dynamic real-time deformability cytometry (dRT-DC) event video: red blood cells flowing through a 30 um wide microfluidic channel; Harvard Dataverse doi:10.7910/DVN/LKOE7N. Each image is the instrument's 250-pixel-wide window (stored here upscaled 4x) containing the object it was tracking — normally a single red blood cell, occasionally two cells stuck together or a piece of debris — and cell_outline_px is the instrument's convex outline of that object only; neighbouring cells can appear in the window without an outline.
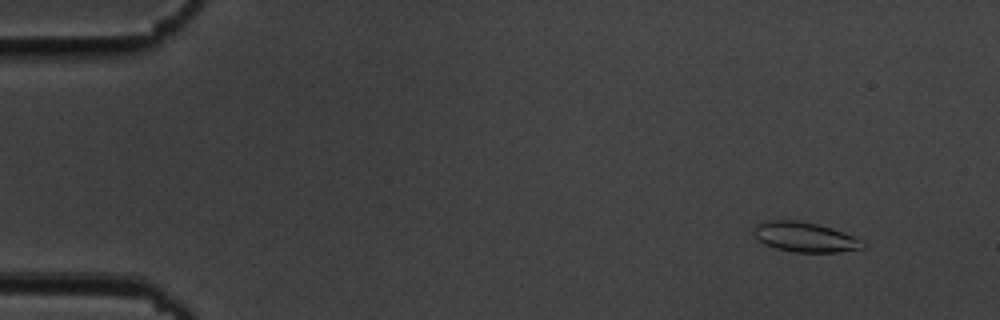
{"species": "common noctule bat (a hibernating species)", "species_latin": "Nyctalus noctula", "temperature_condition": "cold", "stored_images_in_passage": 54, "camera_frame_rate_fps": 3000, "um_per_image_px": 0.085, "animal": {"sex": "male", "body_mass_g": 19.5, "forearm_length_mm": 54.6}, "frame": {"image": 1, "passage_image": 4, "time_ms": 1.0, "image_size_px": [1000, 320], "cell_outline_px": [[868, 248], [840, 252], [796, 252], [776, 248], [764, 244], [752, 232], [752, 228], [756, 224], [764, 220], [796, 220], [816, 224], [832, 228], [852, 236], [868, 244]], "centroid_in_image_um": [68.43, 20.15], "position_along_channel_um": 16.6, "area_um2": 19.07}}
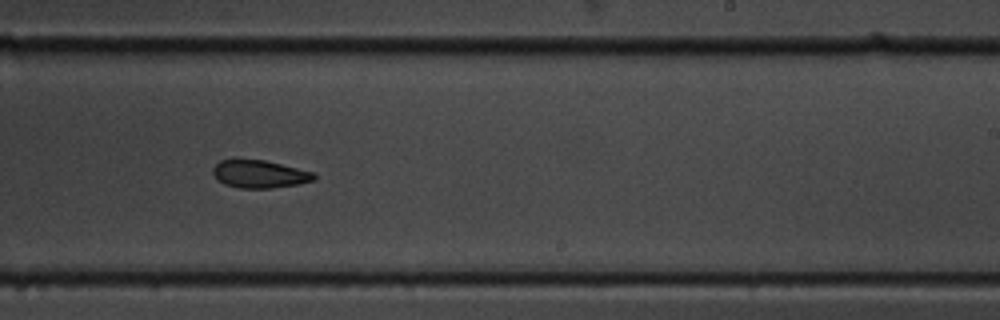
{"frame": {"image": 2, "passage_image": 33, "time_ms": 10.667, "image_size_px": [1000, 320], "cell_outline_px": [[316, 180], [296, 184], [272, 188], [240, 188], [224, 184], [212, 172], [212, 168], [220, 160], [264, 160], [316, 172]], "centroid_in_image_um": [22.11, 14.8], "position_along_channel_um": 266.9, "area_um2": 16.24}}
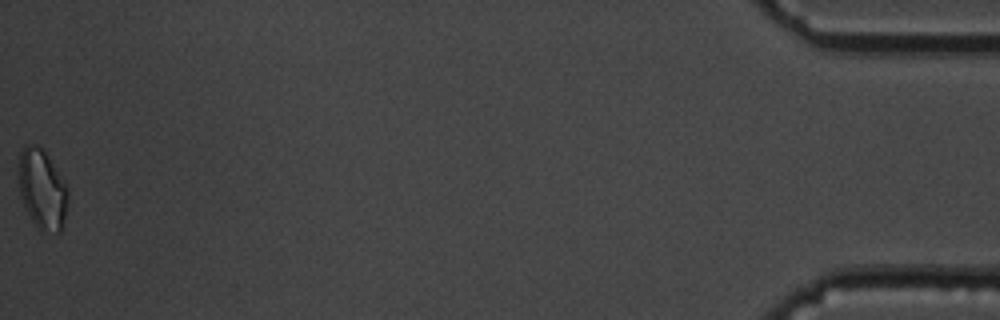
{"frame": {"image": 3, "passage_image": 54, "time_ms": 17.667, "image_size_px": [1000, 320], "cell_outline_px": [[68, 204], [60, 232], [40, 232], [36, 228], [20, 196], [20, 152], [28, 144], [36, 144], [44, 152], [68, 188]], "centroid_in_image_um": [3.6, 16.15], "position_along_channel_um": 431.6, "area_um2": 22.37}, "authors_computed_cell_mechanics": {"area_um2": 17.9758, "velocity_mm_per_s": 3.679, "shape_relaxation_time_tau1_ms": null, "shape_relaxation_time_tau2_ms": 4.6429, "deformation_change_tau1": null, "deformation_change_tau2": 0.109}}